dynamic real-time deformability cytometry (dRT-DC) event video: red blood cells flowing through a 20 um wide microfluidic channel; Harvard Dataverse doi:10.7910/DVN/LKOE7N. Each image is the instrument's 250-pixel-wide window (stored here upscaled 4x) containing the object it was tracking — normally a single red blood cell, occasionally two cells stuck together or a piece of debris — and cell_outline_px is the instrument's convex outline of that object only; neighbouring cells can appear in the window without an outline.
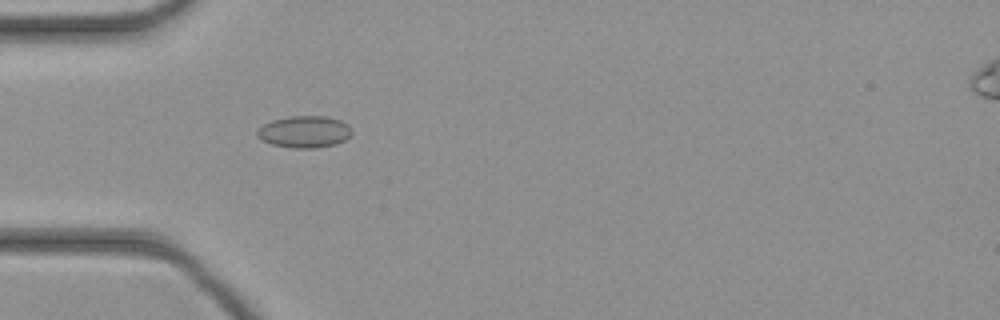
{"species": "common noctule bat (a hibernating species)", "species_latin": "Nyctalus noctula", "temperature_condition": "cold", "stored_images_in_passage": 45, "camera_frame_rate_fps": 3000, "um_per_image_px": 0.085, "animal": {"sex": "female", "body_mass_g": 21.9}, "frame": {"image": 1, "passage_image": 14, "time_ms": 4.333, "image_size_px": [1000, 320], "cell_outline_px": [[352, 132], [344, 140], [336, 144], [316, 148], [292, 148], [272, 144], [260, 140], [256, 136], [256, 128], [272, 120], [288, 116], [324, 116], [340, 120], [348, 124], [352, 128]], "centroid_in_image_um": [25.84, 11.2], "position_along_channel_um": 59.2, "area_um2": 17.74}}
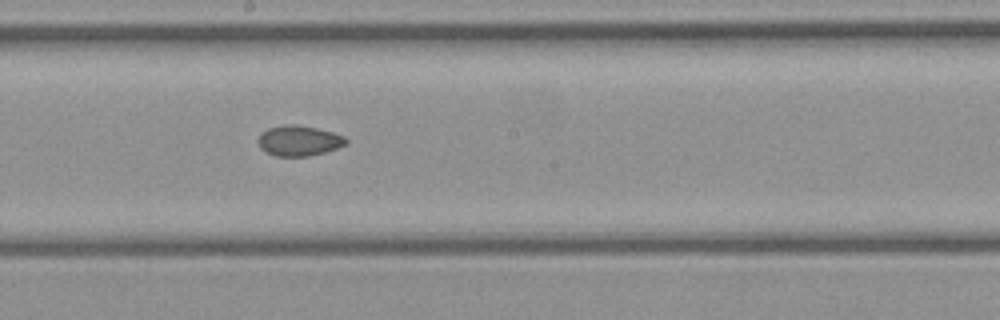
{"frame": {"image": 2, "passage_image": 25, "time_ms": 8.0, "image_size_px": [1000, 320], "cell_outline_px": [[348, 144], [324, 152], [308, 156], [276, 156], [264, 152], [260, 148], [256, 140], [260, 132], [268, 128], [284, 124], [296, 124], [316, 128], [332, 132], [344, 136], [348, 140]], "centroid_in_image_um": [25.36, 11.95], "position_along_channel_um": 222.8, "area_um2": 15.78}}
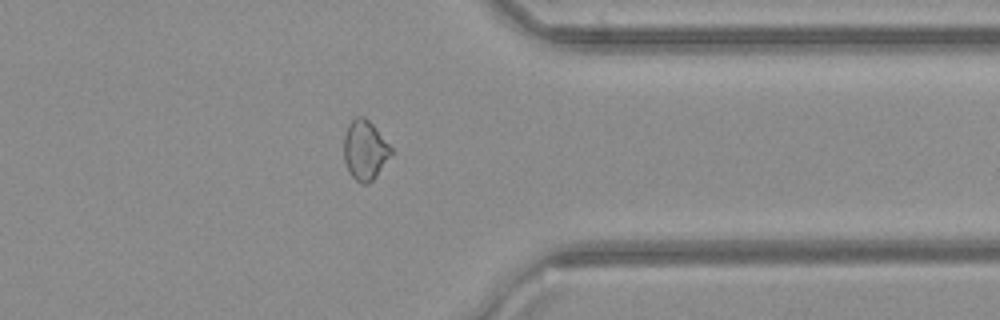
{"frame": {"image": 3, "passage_image": 36, "time_ms": 11.667, "image_size_px": [1000, 320], "cell_outline_px": [[392, 152], [376, 176], [368, 184], [364, 184], [356, 180], [352, 176], [344, 160], [344, 136], [348, 124], [356, 116], [364, 116], [376, 128], [392, 148]], "centroid_in_image_um": [31.01, 12.74], "position_along_channel_um": 380.4, "area_um2": 16.13}}